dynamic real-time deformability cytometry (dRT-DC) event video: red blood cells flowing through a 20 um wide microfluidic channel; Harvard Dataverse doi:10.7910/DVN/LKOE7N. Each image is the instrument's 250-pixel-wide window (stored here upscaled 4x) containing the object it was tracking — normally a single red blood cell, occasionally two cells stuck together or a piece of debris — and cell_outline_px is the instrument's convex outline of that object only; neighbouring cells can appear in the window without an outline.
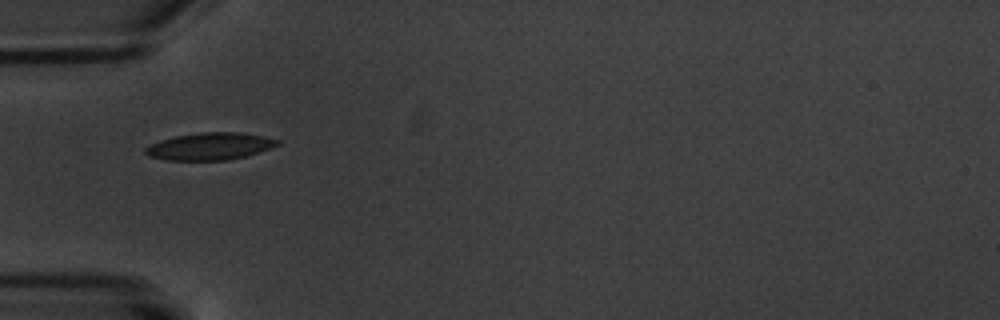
{"species": "common noctule bat (a hibernating species)", "species_latin": "Nyctalus noctula", "temperature_condition": "warm", "stored_images_in_passage": 2, "camera_frame_rate_fps": 3000, "um_per_image_px": 0.085, "animal": {"sex": "male", "body_mass_g": 20.1, "forearm_length_mm": 53.5}, "frame": {"image": 1, "passage_image": 1, "time_ms": 0.0, "image_size_px": [1000, 320], "cell_outline_px": [[280, 144], [272, 148], [244, 156], [228, 160], [164, 160], [148, 156], [144, 152], [144, 148], [160, 140], [176, 136], [200, 132], [240, 132], [264, 136], [280, 140]], "centroid_in_image_um": [17.84, 12.43], "position_along_channel_um": 67.2, "area_um2": 20.98}}